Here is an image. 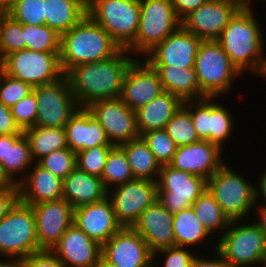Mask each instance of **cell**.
<instances>
[{
  "instance_id": "680465c9",
  "label": "cell",
  "mask_w": 266,
  "mask_h": 267,
  "mask_svg": "<svg viewBox=\"0 0 266 267\" xmlns=\"http://www.w3.org/2000/svg\"><path fill=\"white\" fill-rule=\"evenodd\" d=\"M95 267H116V266L109 263L103 257H101L98 263L95 265Z\"/></svg>"
},
{
  "instance_id": "8fae6325",
  "label": "cell",
  "mask_w": 266,
  "mask_h": 267,
  "mask_svg": "<svg viewBox=\"0 0 266 267\" xmlns=\"http://www.w3.org/2000/svg\"><path fill=\"white\" fill-rule=\"evenodd\" d=\"M157 199L172 214L181 212L207 190V180L169 164L161 165L157 178Z\"/></svg>"
},
{
  "instance_id": "816d5d0a",
  "label": "cell",
  "mask_w": 266,
  "mask_h": 267,
  "mask_svg": "<svg viewBox=\"0 0 266 267\" xmlns=\"http://www.w3.org/2000/svg\"><path fill=\"white\" fill-rule=\"evenodd\" d=\"M216 251L217 258L213 259H203L202 256L201 258L198 256H195L192 262L191 267H230V265L222 258L220 253Z\"/></svg>"
},
{
  "instance_id": "7c38bea8",
  "label": "cell",
  "mask_w": 266,
  "mask_h": 267,
  "mask_svg": "<svg viewBox=\"0 0 266 267\" xmlns=\"http://www.w3.org/2000/svg\"><path fill=\"white\" fill-rule=\"evenodd\" d=\"M37 101L35 126L64 128L79 105L64 75L57 82L33 87Z\"/></svg>"
},
{
  "instance_id": "3957f363",
  "label": "cell",
  "mask_w": 266,
  "mask_h": 267,
  "mask_svg": "<svg viewBox=\"0 0 266 267\" xmlns=\"http://www.w3.org/2000/svg\"><path fill=\"white\" fill-rule=\"evenodd\" d=\"M253 14L252 9H240L216 41L241 73L250 70L260 75L266 57L262 54V30Z\"/></svg>"
},
{
  "instance_id": "94428289",
  "label": "cell",
  "mask_w": 266,
  "mask_h": 267,
  "mask_svg": "<svg viewBox=\"0 0 266 267\" xmlns=\"http://www.w3.org/2000/svg\"><path fill=\"white\" fill-rule=\"evenodd\" d=\"M261 77H264V79L266 78V62L264 63V67H263V70L260 74ZM266 80V79H265Z\"/></svg>"
},
{
  "instance_id": "d4e9b609",
  "label": "cell",
  "mask_w": 266,
  "mask_h": 267,
  "mask_svg": "<svg viewBox=\"0 0 266 267\" xmlns=\"http://www.w3.org/2000/svg\"><path fill=\"white\" fill-rule=\"evenodd\" d=\"M64 129L67 147L75 153L96 146L113 145L103 127L86 107H79Z\"/></svg>"
},
{
  "instance_id": "f35d334b",
  "label": "cell",
  "mask_w": 266,
  "mask_h": 267,
  "mask_svg": "<svg viewBox=\"0 0 266 267\" xmlns=\"http://www.w3.org/2000/svg\"><path fill=\"white\" fill-rule=\"evenodd\" d=\"M26 49L24 28L7 13L1 11L0 50L1 56Z\"/></svg>"
},
{
  "instance_id": "83f0119b",
  "label": "cell",
  "mask_w": 266,
  "mask_h": 267,
  "mask_svg": "<svg viewBox=\"0 0 266 267\" xmlns=\"http://www.w3.org/2000/svg\"><path fill=\"white\" fill-rule=\"evenodd\" d=\"M183 103L184 101L178 96L164 91L146 105L138 108L135 113L140 136L152 130L164 129Z\"/></svg>"
},
{
  "instance_id": "e7e4bbea",
  "label": "cell",
  "mask_w": 266,
  "mask_h": 267,
  "mask_svg": "<svg viewBox=\"0 0 266 267\" xmlns=\"http://www.w3.org/2000/svg\"><path fill=\"white\" fill-rule=\"evenodd\" d=\"M260 264H263V267H266V258Z\"/></svg>"
},
{
  "instance_id": "c3c4849f",
  "label": "cell",
  "mask_w": 266,
  "mask_h": 267,
  "mask_svg": "<svg viewBox=\"0 0 266 267\" xmlns=\"http://www.w3.org/2000/svg\"><path fill=\"white\" fill-rule=\"evenodd\" d=\"M23 133V130H21L15 123L10 107H7L0 102V135Z\"/></svg>"
},
{
  "instance_id": "b9f144b4",
  "label": "cell",
  "mask_w": 266,
  "mask_h": 267,
  "mask_svg": "<svg viewBox=\"0 0 266 267\" xmlns=\"http://www.w3.org/2000/svg\"><path fill=\"white\" fill-rule=\"evenodd\" d=\"M141 137L160 165H167L172 161L177 145L164 129L146 132Z\"/></svg>"
},
{
  "instance_id": "be15d7a7",
  "label": "cell",
  "mask_w": 266,
  "mask_h": 267,
  "mask_svg": "<svg viewBox=\"0 0 266 267\" xmlns=\"http://www.w3.org/2000/svg\"><path fill=\"white\" fill-rule=\"evenodd\" d=\"M250 2L251 0H245V9H251Z\"/></svg>"
},
{
  "instance_id": "9f6ffc18",
  "label": "cell",
  "mask_w": 266,
  "mask_h": 267,
  "mask_svg": "<svg viewBox=\"0 0 266 267\" xmlns=\"http://www.w3.org/2000/svg\"><path fill=\"white\" fill-rule=\"evenodd\" d=\"M9 261L0 260V267H25L24 258L9 257Z\"/></svg>"
},
{
  "instance_id": "603a6c76",
  "label": "cell",
  "mask_w": 266,
  "mask_h": 267,
  "mask_svg": "<svg viewBox=\"0 0 266 267\" xmlns=\"http://www.w3.org/2000/svg\"><path fill=\"white\" fill-rule=\"evenodd\" d=\"M66 267H95L102 246L72 224L51 250Z\"/></svg>"
},
{
  "instance_id": "8992f818",
  "label": "cell",
  "mask_w": 266,
  "mask_h": 267,
  "mask_svg": "<svg viewBox=\"0 0 266 267\" xmlns=\"http://www.w3.org/2000/svg\"><path fill=\"white\" fill-rule=\"evenodd\" d=\"M140 21L135 39L126 48L146 54L181 27L170 0H139ZM134 50V51H133Z\"/></svg>"
},
{
  "instance_id": "e575fe53",
  "label": "cell",
  "mask_w": 266,
  "mask_h": 267,
  "mask_svg": "<svg viewBox=\"0 0 266 267\" xmlns=\"http://www.w3.org/2000/svg\"><path fill=\"white\" fill-rule=\"evenodd\" d=\"M191 207L210 234L218 229L227 230L229 228L231 220L208 190L204 191Z\"/></svg>"
},
{
  "instance_id": "6da1fadb",
  "label": "cell",
  "mask_w": 266,
  "mask_h": 267,
  "mask_svg": "<svg viewBox=\"0 0 266 267\" xmlns=\"http://www.w3.org/2000/svg\"><path fill=\"white\" fill-rule=\"evenodd\" d=\"M121 49L115 56L97 62L81 64L71 68L65 76L79 107L92 102L120 98L127 69L134 61Z\"/></svg>"
},
{
  "instance_id": "1f68e13d",
  "label": "cell",
  "mask_w": 266,
  "mask_h": 267,
  "mask_svg": "<svg viewBox=\"0 0 266 267\" xmlns=\"http://www.w3.org/2000/svg\"><path fill=\"white\" fill-rule=\"evenodd\" d=\"M119 146L127 156L134 179L157 181L161 165L141 136Z\"/></svg>"
},
{
  "instance_id": "2e32d148",
  "label": "cell",
  "mask_w": 266,
  "mask_h": 267,
  "mask_svg": "<svg viewBox=\"0 0 266 267\" xmlns=\"http://www.w3.org/2000/svg\"><path fill=\"white\" fill-rule=\"evenodd\" d=\"M240 9L230 0H208L187 15L181 26L202 41L217 40Z\"/></svg>"
},
{
  "instance_id": "7a4b0ae2",
  "label": "cell",
  "mask_w": 266,
  "mask_h": 267,
  "mask_svg": "<svg viewBox=\"0 0 266 267\" xmlns=\"http://www.w3.org/2000/svg\"><path fill=\"white\" fill-rule=\"evenodd\" d=\"M122 48L88 14L61 35L59 62L65 75L71 68L115 56Z\"/></svg>"
},
{
  "instance_id": "f907efd6",
  "label": "cell",
  "mask_w": 266,
  "mask_h": 267,
  "mask_svg": "<svg viewBox=\"0 0 266 267\" xmlns=\"http://www.w3.org/2000/svg\"><path fill=\"white\" fill-rule=\"evenodd\" d=\"M18 201V187L13 192L0 193V220L15 206Z\"/></svg>"
},
{
  "instance_id": "91938a15",
  "label": "cell",
  "mask_w": 266,
  "mask_h": 267,
  "mask_svg": "<svg viewBox=\"0 0 266 267\" xmlns=\"http://www.w3.org/2000/svg\"><path fill=\"white\" fill-rule=\"evenodd\" d=\"M230 1L238 4L241 9H245V0H230Z\"/></svg>"
},
{
  "instance_id": "d6986e66",
  "label": "cell",
  "mask_w": 266,
  "mask_h": 267,
  "mask_svg": "<svg viewBox=\"0 0 266 267\" xmlns=\"http://www.w3.org/2000/svg\"><path fill=\"white\" fill-rule=\"evenodd\" d=\"M163 92L157 70L146 60L143 63L135 59L123 79L120 99L136 111Z\"/></svg>"
},
{
  "instance_id": "60d3db41",
  "label": "cell",
  "mask_w": 266,
  "mask_h": 267,
  "mask_svg": "<svg viewBox=\"0 0 266 267\" xmlns=\"http://www.w3.org/2000/svg\"><path fill=\"white\" fill-rule=\"evenodd\" d=\"M44 0H16L7 11L15 21L22 25H45Z\"/></svg>"
},
{
  "instance_id": "4316f807",
  "label": "cell",
  "mask_w": 266,
  "mask_h": 267,
  "mask_svg": "<svg viewBox=\"0 0 266 267\" xmlns=\"http://www.w3.org/2000/svg\"><path fill=\"white\" fill-rule=\"evenodd\" d=\"M101 177L88 174L77 167L63 179V198L75 209L96 203L107 197Z\"/></svg>"
},
{
  "instance_id": "cb8c5ba5",
  "label": "cell",
  "mask_w": 266,
  "mask_h": 267,
  "mask_svg": "<svg viewBox=\"0 0 266 267\" xmlns=\"http://www.w3.org/2000/svg\"><path fill=\"white\" fill-rule=\"evenodd\" d=\"M173 214L157 199L139 217L133 228L154 253L163 248L175 246Z\"/></svg>"
},
{
  "instance_id": "484cf974",
  "label": "cell",
  "mask_w": 266,
  "mask_h": 267,
  "mask_svg": "<svg viewBox=\"0 0 266 267\" xmlns=\"http://www.w3.org/2000/svg\"><path fill=\"white\" fill-rule=\"evenodd\" d=\"M29 175L19 179V201L26 205H35L44 201L63 198V180L36 162Z\"/></svg>"
},
{
  "instance_id": "4fadbf2b",
  "label": "cell",
  "mask_w": 266,
  "mask_h": 267,
  "mask_svg": "<svg viewBox=\"0 0 266 267\" xmlns=\"http://www.w3.org/2000/svg\"><path fill=\"white\" fill-rule=\"evenodd\" d=\"M111 189L114 190L109 189L107 197L122 227H133L140 215L157 200V183L151 180L134 179Z\"/></svg>"
},
{
  "instance_id": "52a82bcc",
  "label": "cell",
  "mask_w": 266,
  "mask_h": 267,
  "mask_svg": "<svg viewBox=\"0 0 266 267\" xmlns=\"http://www.w3.org/2000/svg\"><path fill=\"white\" fill-rule=\"evenodd\" d=\"M194 68L199 88L207 97L228 94L233 79L241 74L216 40L202 41Z\"/></svg>"
},
{
  "instance_id": "db71d44e",
  "label": "cell",
  "mask_w": 266,
  "mask_h": 267,
  "mask_svg": "<svg viewBox=\"0 0 266 267\" xmlns=\"http://www.w3.org/2000/svg\"><path fill=\"white\" fill-rule=\"evenodd\" d=\"M259 188H257L255 186V202H258L257 200L260 199V197H263V199L265 200L266 202V171L265 173L263 174L262 173V176L260 178V181H259ZM260 189V190H259ZM261 194V195H260ZM259 198V199H258ZM266 205V204H264Z\"/></svg>"
},
{
  "instance_id": "44dd1931",
  "label": "cell",
  "mask_w": 266,
  "mask_h": 267,
  "mask_svg": "<svg viewBox=\"0 0 266 267\" xmlns=\"http://www.w3.org/2000/svg\"><path fill=\"white\" fill-rule=\"evenodd\" d=\"M73 224L101 246L122 228L109 197L75 208Z\"/></svg>"
},
{
  "instance_id": "7402d4cb",
  "label": "cell",
  "mask_w": 266,
  "mask_h": 267,
  "mask_svg": "<svg viewBox=\"0 0 266 267\" xmlns=\"http://www.w3.org/2000/svg\"><path fill=\"white\" fill-rule=\"evenodd\" d=\"M222 149L207 140L179 146L170 166L201 176L208 180L225 162L222 161Z\"/></svg>"
},
{
  "instance_id": "6125c7cd",
  "label": "cell",
  "mask_w": 266,
  "mask_h": 267,
  "mask_svg": "<svg viewBox=\"0 0 266 267\" xmlns=\"http://www.w3.org/2000/svg\"><path fill=\"white\" fill-rule=\"evenodd\" d=\"M2 72H3V58L0 55V76H1Z\"/></svg>"
},
{
  "instance_id": "f6af8a7d",
  "label": "cell",
  "mask_w": 266,
  "mask_h": 267,
  "mask_svg": "<svg viewBox=\"0 0 266 267\" xmlns=\"http://www.w3.org/2000/svg\"><path fill=\"white\" fill-rule=\"evenodd\" d=\"M15 123L21 130L35 126L37 117V101L34 92L22 98L10 107Z\"/></svg>"
},
{
  "instance_id": "d6a6232c",
  "label": "cell",
  "mask_w": 266,
  "mask_h": 267,
  "mask_svg": "<svg viewBox=\"0 0 266 267\" xmlns=\"http://www.w3.org/2000/svg\"><path fill=\"white\" fill-rule=\"evenodd\" d=\"M24 134L28 138L33 160L37 162L40 158L67 147L64 128L52 127H29Z\"/></svg>"
},
{
  "instance_id": "11a10c76",
  "label": "cell",
  "mask_w": 266,
  "mask_h": 267,
  "mask_svg": "<svg viewBox=\"0 0 266 267\" xmlns=\"http://www.w3.org/2000/svg\"><path fill=\"white\" fill-rule=\"evenodd\" d=\"M258 220L255 222L261 229V231L266 235V205H260L258 209Z\"/></svg>"
},
{
  "instance_id": "f5cc1de1",
  "label": "cell",
  "mask_w": 266,
  "mask_h": 267,
  "mask_svg": "<svg viewBox=\"0 0 266 267\" xmlns=\"http://www.w3.org/2000/svg\"><path fill=\"white\" fill-rule=\"evenodd\" d=\"M18 185L12 182V180L2 171L0 168V193L13 192Z\"/></svg>"
},
{
  "instance_id": "f1b7e54d",
  "label": "cell",
  "mask_w": 266,
  "mask_h": 267,
  "mask_svg": "<svg viewBox=\"0 0 266 267\" xmlns=\"http://www.w3.org/2000/svg\"><path fill=\"white\" fill-rule=\"evenodd\" d=\"M33 163L30 144L24 133L0 135V168L13 183L18 185L19 180L14 177L19 172L24 174L26 168L31 170Z\"/></svg>"
},
{
  "instance_id": "e0dca14e",
  "label": "cell",
  "mask_w": 266,
  "mask_h": 267,
  "mask_svg": "<svg viewBox=\"0 0 266 267\" xmlns=\"http://www.w3.org/2000/svg\"><path fill=\"white\" fill-rule=\"evenodd\" d=\"M40 250H52L74 222V208L64 198L31 205Z\"/></svg>"
},
{
  "instance_id": "ee69618b",
  "label": "cell",
  "mask_w": 266,
  "mask_h": 267,
  "mask_svg": "<svg viewBox=\"0 0 266 267\" xmlns=\"http://www.w3.org/2000/svg\"><path fill=\"white\" fill-rule=\"evenodd\" d=\"M33 87L2 72L0 76V102L11 107L30 94Z\"/></svg>"
},
{
  "instance_id": "bcb514c9",
  "label": "cell",
  "mask_w": 266,
  "mask_h": 267,
  "mask_svg": "<svg viewBox=\"0 0 266 267\" xmlns=\"http://www.w3.org/2000/svg\"><path fill=\"white\" fill-rule=\"evenodd\" d=\"M187 247H169L163 248L153 253V262L154 258L156 260L157 254L161 253L165 255V261H163V267H191L195 255L189 252ZM153 263V267H156Z\"/></svg>"
},
{
  "instance_id": "5b68a950",
  "label": "cell",
  "mask_w": 266,
  "mask_h": 267,
  "mask_svg": "<svg viewBox=\"0 0 266 267\" xmlns=\"http://www.w3.org/2000/svg\"><path fill=\"white\" fill-rule=\"evenodd\" d=\"M232 220L215 248L230 267L258 265L266 258V235L254 222L238 225ZM238 222V223H237Z\"/></svg>"
},
{
  "instance_id": "9c48e42d",
  "label": "cell",
  "mask_w": 266,
  "mask_h": 267,
  "mask_svg": "<svg viewBox=\"0 0 266 267\" xmlns=\"http://www.w3.org/2000/svg\"><path fill=\"white\" fill-rule=\"evenodd\" d=\"M40 251L32 206L18 201L0 220V255L25 258Z\"/></svg>"
},
{
  "instance_id": "74e56055",
  "label": "cell",
  "mask_w": 266,
  "mask_h": 267,
  "mask_svg": "<svg viewBox=\"0 0 266 267\" xmlns=\"http://www.w3.org/2000/svg\"><path fill=\"white\" fill-rule=\"evenodd\" d=\"M164 130L177 147L201 140L194 128L190 112L184 106L167 122Z\"/></svg>"
},
{
  "instance_id": "4dcf8cb0",
  "label": "cell",
  "mask_w": 266,
  "mask_h": 267,
  "mask_svg": "<svg viewBox=\"0 0 266 267\" xmlns=\"http://www.w3.org/2000/svg\"><path fill=\"white\" fill-rule=\"evenodd\" d=\"M45 24L62 35L87 15V0H44Z\"/></svg>"
},
{
  "instance_id": "7bdbcfd3",
  "label": "cell",
  "mask_w": 266,
  "mask_h": 267,
  "mask_svg": "<svg viewBox=\"0 0 266 267\" xmlns=\"http://www.w3.org/2000/svg\"><path fill=\"white\" fill-rule=\"evenodd\" d=\"M114 146H96L77 152L76 167L88 174L102 177L108 154Z\"/></svg>"
},
{
  "instance_id": "9a60e30c",
  "label": "cell",
  "mask_w": 266,
  "mask_h": 267,
  "mask_svg": "<svg viewBox=\"0 0 266 267\" xmlns=\"http://www.w3.org/2000/svg\"><path fill=\"white\" fill-rule=\"evenodd\" d=\"M100 123L113 145H120L140 136L135 110L120 98L98 100L86 107Z\"/></svg>"
},
{
  "instance_id": "277c9868",
  "label": "cell",
  "mask_w": 266,
  "mask_h": 267,
  "mask_svg": "<svg viewBox=\"0 0 266 267\" xmlns=\"http://www.w3.org/2000/svg\"><path fill=\"white\" fill-rule=\"evenodd\" d=\"M87 14L122 48L135 39L140 21L139 0H87Z\"/></svg>"
},
{
  "instance_id": "30bf717a",
  "label": "cell",
  "mask_w": 266,
  "mask_h": 267,
  "mask_svg": "<svg viewBox=\"0 0 266 267\" xmlns=\"http://www.w3.org/2000/svg\"><path fill=\"white\" fill-rule=\"evenodd\" d=\"M60 52L15 51L3 58V72L32 87L57 82L64 74L59 62Z\"/></svg>"
},
{
  "instance_id": "ab89813d",
  "label": "cell",
  "mask_w": 266,
  "mask_h": 267,
  "mask_svg": "<svg viewBox=\"0 0 266 267\" xmlns=\"http://www.w3.org/2000/svg\"><path fill=\"white\" fill-rule=\"evenodd\" d=\"M76 162V153L66 147L45 155L36 163L63 180L76 168Z\"/></svg>"
},
{
  "instance_id": "8d00e7d4",
  "label": "cell",
  "mask_w": 266,
  "mask_h": 267,
  "mask_svg": "<svg viewBox=\"0 0 266 267\" xmlns=\"http://www.w3.org/2000/svg\"><path fill=\"white\" fill-rule=\"evenodd\" d=\"M26 49L38 52H60L61 35L49 26L22 25Z\"/></svg>"
},
{
  "instance_id": "d590c367",
  "label": "cell",
  "mask_w": 266,
  "mask_h": 267,
  "mask_svg": "<svg viewBox=\"0 0 266 267\" xmlns=\"http://www.w3.org/2000/svg\"><path fill=\"white\" fill-rule=\"evenodd\" d=\"M101 179L107 190L111 185L114 187L134 180L127 156L119 145L110 150Z\"/></svg>"
},
{
  "instance_id": "7dc6e473",
  "label": "cell",
  "mask_w": 266,
  "mask_h": 267,
  "mask_svg": "<svg viewBox=\"0 0 266 267\" xmlns=\"http://www.w3.org/2000/svg\"><path fill=\"white\" fill-rule=\"evenodd\" d=\"M25 267H66L51 250H40L24 258Z\"/></svg>"
},
{
  "instance_id": "03108f58",
  "label": "cell",
  "mask_w": 266,
  "mask_h": 267,
  "mask_svg": "<svg viewBox=\"0 0 266 267\" xmlns=\"http://www.w3.org/2000/svg\"><path fill=\"white\" fill-rule=\"evenodd\" d=\"M0 26H1V11H0ZM0 55H1V50H0Z\"/></svg>"
},
{
  "instance_id": "ba28073f",
  "label": "cell",
  "mask_w": 266,
  "mask_h": 267,
  "mask_svg": "<svg viewBox=\"0 0 266 267\" xmlns=\"http://www.w3.org/2000/svg\"><path fill=\"white\" fill-rule=\"evenodd\" d=\"M207 190L232 220L245 218L255 202V187L224 163L208 180Z\"/></svg>"
},
{
  "instance_id": "f546056e",
  "label": "cell",
  "mask_w": 266,
  "mask_h": 267,
  "mask_svg": "<svg viewBox=\"0 0 266 267\" xmlns=\"http://www.w3.org/2000/svg\"><path fill=\"white\" fill-rule=\"evenodd\" d=\"M160 76L163 90L183 101L200 100L207 96L200 90L194 67L179 68L172 65H151Z\"/></svg>"
},
{
  "instance_id": "ac0fdd59",
  "label": "cell",
  "mask_w": 266,
  "mask_h": 267,
  "mask_svg": "<svg viewBox=\"0 0 266 267\" xmlns=\"http://www.w3.org/2000/svg\"><path fill=\"white\" fill-rule=\"evenodd\" d=\"M102 257L116 267H153V253L133 227H122L103 246Z\"/></svg>"
},
{
  "instance_id": "681fc988",
  "label": "cell",
  "mask_w": 266,
  "mask_h": 267,
  "mask_svg": "<svg viewBox=\"0 0 266 267\" xmlns=\"http://www.w3.org/2000/svg\"><path fill=\"white\" fill-rule=\"evenodd\" d=\"M178 18L182 21L193 10L205 4L208 0H170Z\"/></svg>"
},
{
  "instance_id": "6f0895ef",
  "label": "cell",
  "mask_w": 266,
  "mask_h": 267,
  "mask_svg": "<svg viewBox=\"0 0 266 267\" xmlns=\"http://www.w3.org/2000/svg\"><path fill=\"white\" fill-rule=\"evenodd\" d=\"M16 0H0V11L7 13V11L14 5Z\"/></svg>"
},
{
  "instance_id": "5bb4252c",
  "label": "cell",
  "mask_w": 266,
  "mask_h": 267,
  "mask_svg": "<svg viewBox=\"0 0 266 267\" xmlns=\"http://www.w3.org/2000/svg\"><path fill=\"white\" fill-rule=\"evenodd\" d=\"M213 99L215 100V97L187 100L184 101L183 106L190 112L199 138L223 148L222 144L231 137V132H233V118L226 107L212 102Z\"/></svg>"
},
{
  "instance_id": "ffe728a7",
  "label": "cell",
  "mask_w": 266,
  "mask_h": 267,
  "mask_svg": "<svg viewBox=\"0 0 266 267\" xmlns=\"http://www.w3.org/2000/svg\"><path fill=\"white\" fill-rule=\"evenodd\" d=\"M202 40L182 26L156 45L146 55L150 65L195 67V58Z\"/></svg>"
},
{
  "instance_id": "836d02e7",
  "label": "cell",
  "mask_w": 266,
  "mask_h": 267,
  "mask_svg": "<svg viewBox=\"0 0 266 267\" xmlns=\"http://www.w3.org/2000/svg\"><path fill=\"white\" fill-rule=\"evenodd\" d=\"M175 246L190 247L212 235L197 218L192 207L173 214Z\"/></svg>"
}]
</instances>
